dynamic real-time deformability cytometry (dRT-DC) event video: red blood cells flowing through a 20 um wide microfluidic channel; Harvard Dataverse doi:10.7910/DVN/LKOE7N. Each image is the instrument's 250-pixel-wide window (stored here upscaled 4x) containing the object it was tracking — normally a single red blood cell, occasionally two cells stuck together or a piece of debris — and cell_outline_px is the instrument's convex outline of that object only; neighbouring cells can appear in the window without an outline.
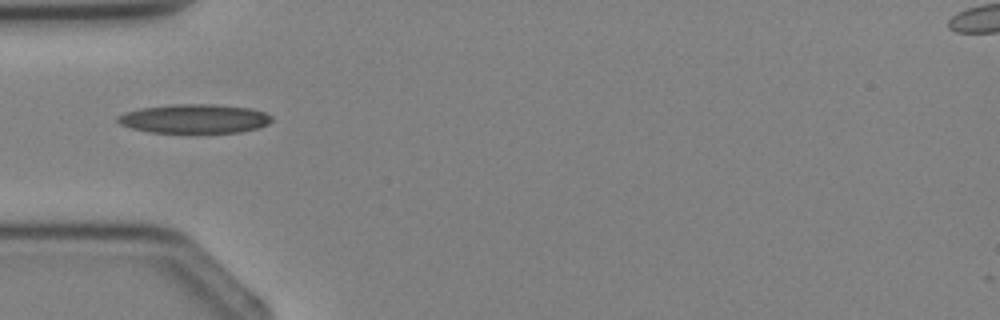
{"species": "Egyptian fruit bat (a non-hibernating species)", "species_latin": "Rousettus aegyptiacus", "temperature_condition": "cold", "stored_images_in_passage": 1, "camera_frame_rate_fps": 3000, "um_per_image_px": 0.085, "animal": {"sex": "female"}, "frame": {"image": 1, "passage_image": 1, "time_ms": 0.0, "image_size_px": [1000, 320], "cell_outline_px": [[272, 120], [268, 124], [260, 128], [240, 132], [148, 132], [132, 128], [120, 124], [116, 120], [116, 116], [124, 112], [140, 108], [172, 104], [212, 104], [252, 108], [264, 112], [272, 116]], "centroid_in_image_um": [16.53, 10.08], "position_along_channel_um": 68.5, "area_um2": 26.18}}